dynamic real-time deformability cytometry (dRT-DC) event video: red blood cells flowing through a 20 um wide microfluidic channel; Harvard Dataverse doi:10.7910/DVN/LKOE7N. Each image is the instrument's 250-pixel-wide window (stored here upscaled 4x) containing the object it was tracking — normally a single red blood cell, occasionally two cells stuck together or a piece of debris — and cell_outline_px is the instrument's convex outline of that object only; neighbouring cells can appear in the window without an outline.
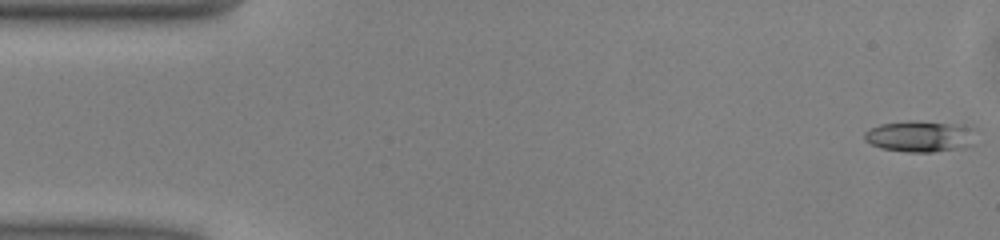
{"species": "common noctule bat (a hibernating species)", "species_latin": "Nyctalus noctula", "temperature_condition": "warm", "stored_images_in_passage": 50, "camera_frame_rate_fps": 3000, "um_per_image_px": 0.085, "animal": {"sex": "male", "body_mass_g": 13.0, "forearm_length_mm": 53.1}, "frame": {"image": 1, "passage_image": 1, "time_ms": 0.0, "image_size_px": [1000, 240], "cell_outline_px": [[976, 128], [972, 144], [964, 148], [932, 152], [908, 152], [880, 148], [864, 140], [864, 132], [880, 124], [908, 120], [916, 120], [964, 124]], "centroid_in_image_um": [78.25, 11.57], "position_along_channel_um": 6.7, "area_um2": 20.75}}
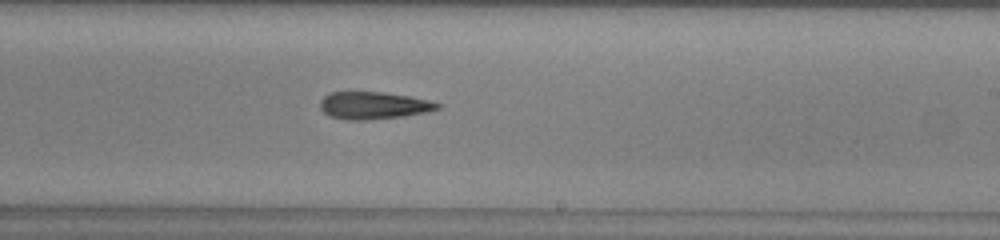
{"frame": {"image": 2, "passage_image": 29, "time_ms": 9.333, "image_size_px": [1000, 240], "cell_outline_px": [[440, 108], [428, 112], [404, 116], [368, 120], [348, 120], [328, 116], [320, 108], [320, 100], [328, 92], [384, 92], [412, 96], [428, 100], [440, 104]], "centroid_in_image_um": [31.74, 8.96], "position_along_channel_um": 257.3, "area_um2": 18.9}}
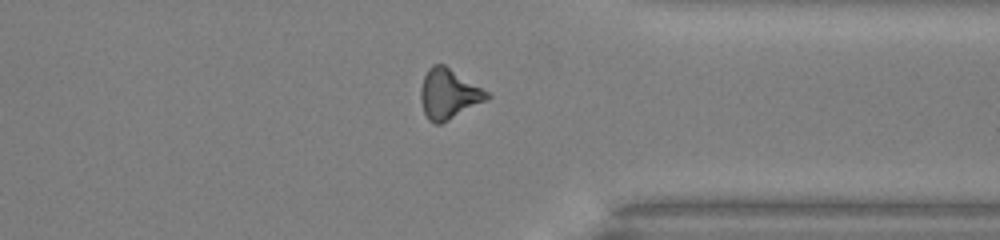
{"frame": {"image": 3, "passage_image": 38, "time_ms": 12.333, "image_size_px": [1000, 240], "cell_outline_px": [[492, 96], [488, 100], [440, 124], [432, 124], [428, 120], [424, 112], [420, 100], [420, 88], [424, 76], [428, 68], [432, 64], [444, 64], [488, 92]], "centroid_in_image_um": [38.12, 7.99], "position_along_channel_um": 373.3, "area_um2": 19.36}, "authors_computed_cell_mechanics": {"area_um2": 19.0451, "velocity_mm_per_s": 4.0744, "shape_relaxation_time_tau1_ms": 6.3511, "shape_relaxation_time_tau2_ms": null, "deformation_change_tau1": 0.1636, "deformation_change_tau2": null}}